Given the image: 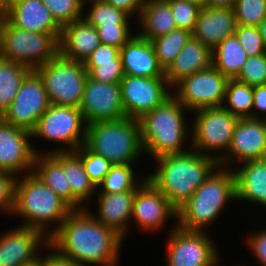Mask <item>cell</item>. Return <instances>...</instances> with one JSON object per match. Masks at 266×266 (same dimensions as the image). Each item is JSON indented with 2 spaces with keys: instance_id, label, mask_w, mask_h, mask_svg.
<instances>
[{
  "instance_id": "obj_42",
  "label": "cell",
  "mask_w": 266,
  "mask_h": 266,
  "mask_svg": "<svg viewBox=\"0 0 266 266\" xmlns=\"http://www.w3.org/2000/svg\"><path fill=\"white\" fill-rule=\"evenodd\" d=\"M132 25H115V26H98L96 30L98 32L99 40L101 44L111 45L117 48H121L126 42H128L135 34L137 30L132 29ZM135 32H132V31Z\"/></svg>"
},
{
  "instance_id": "obj_19",
  "label": "cell",
  "mask_w": 266,
  "mask_h": 266,
  "mask_svg": "<svg viewBox=\"0 0 266 266\" xmlns=\"http://www.w3.org/2000/svg\"><path fill=\"white\" fill-rule=\"evenodd\" d=\"M47 244L48 238L41 231L15 225L0 234V266H22L44 252Z\"/></svg>"
},
{
  "instance_id": "obj_38",
  "label": "cell",
  "mask_w": 266,
  "mask_h": 266,
  "mask_svg": "<svg viewBox=\"0 0 266 266\" xmlns=\"http://www.w3.org/2000/svg\"><path fill=\"white\" fill-rule=\"evenodd\" d=\"M233 9L237 24L258 26L266 17V0H236Z\"/></svg>"
},
{
  "instance_id": "obj_33",
  "label": "cell",
  "mask_w": 266,
  "mask_h": 266,
  "mask_svg": "<svg viewBox=\"0 0 266 266\" xmlns=\"http://www.w3.org/2000/svg\"><path fill=\"white\" fill-rule=\"evenodd\" d=\"M253 86L229 79L223 107L238 118H252Z\"/></svg>"
},
{
  "instance_id": "obj_20",
  "label": "cell",
  "mask_w": 266,
  "mask_h": 266,
  "mask_svg": "<svg viewBox=\"0 0 266 266\" xmlns=\"http://www.w3.org/2000/svg\"><path fill=\"white\" fill-rule=\"evenodd\" d=\"M136 191H125L122 193H96L98 209L93 213L87 209L102 224L114 230L124 240L127 237L131 226L133 199ZM97 212V213H96ZM96 213V214H95ZM130 225V227H129Z\"/></svg>"
},
{
  "instance_id": "obj_54",
  "label": "cell",
  "mask_w": 266,
  "mask_h": 266,
  "mask_svg": "<svg viewBox=\"0 0 266 266\" xmlns=\"http://www.w3.org/2000/svg\"><path fill=\"white\" fill-rule=\"evenodd\" d=\"M10 0H0V11H7Z\"/></svg>"
},
{
  "instance_id": "obj_43",
  "label": "cell",
  "mask_w": 266,
  "mask_h": 266,
  "mask_svg": "<svg viewBox=\"0 0 266 266\" xmlns=\"http://www.w3.org/2000/svg\"><path fill=\"white\" fill-rule=\"evenodd\" d=\"M88 76L103 83H120L124 77L122 60H113V63L99 64V66H84Z\"/></svg>"
},
{
  "instance_id": "obj_8",
  "label": "cell",
  "mask_w": 266,
  "mask_h": 266,
  "mask_svg": "<svg viewBox=\"0 0 266 266\" xmlns=\"http://www.w3.org/2000/svg\"><path fill=\"white\" fill-rule=\"evenodd\" d=\"M191 114V148L219 162L228 153L239 118L223 106L202 108Z\"/></svg>"
},
{
  "instance_id": "obj_29",
  "label": "cell",
  "mask_w": 266,
  "mask_h": 266,
  "mask_svg": "<svg viewBox=\"0 0 266 266\" xmlns=\"http://www.w3.org/2000/svg\"><path fill=\"white\" fill-rule=\"evenodd\" d=\"M33 172L71 207V188L62 164L51 153H38Z\"/></svg>"
},
{
  "instance_id": "obj_51",
  "label": "cell",
  "mask_w": 266,
  "mask_h": 266,
  "mask_svg": "<svg viewBox=\"0 0 266 266\" xmlns=\"http://www.w3.org/2000/svg\"><path fill=\"white\" fill-rule=\"evenodd\" d=\"M22 266H44V253L36 257L34 260L23 264Z\"/></svg>"
},
{
  "instance_id": "obj_12",
  "label": "cell",
  "mask_w": 266,
  "mask_h": 266,
  "mask_svg": "<svg viewBox=\"0 0 266 266\" xmlns=\"http://www.w3.org/2000/svg\"><path fill=\"white\" fill-rule=\"evenodd\" d=\"M228 78L213 65L183 78L172 95L191 113L202 108L222 107Z\"/></svg>"
},
{
  "instance_id": "obj_55",
  "label": "cell",
  "mask_w": 266,
  "mask_h": 266,
  "mask_svg": "<svg viewBox=\"0 0 266 266\" xmlns=\"http://www.w3.org/2000/svg\"><path fill=\"white\" fill-rule=\"evenodd\" d=\"M189 2H193L201 7H205V0H187Z\"/></svg>"
},
{
  "instance_id": "obj_17",
  "label": "cell",
  "mask_w": 266,
  "mask_h": 266,
  "mask_svg": "<svg viewBox=\"0 0 266 266\" xmlns=\"http://www.w3.org/2000/svg\"><path fill=\"white\" fill-rule=\"evenodd\" d=\"M79 109L87 124L125 118L120 83H103L88 76Z\"/></svg>"
},
{
  "instance_id": "obj_52",
  "label": "cell",
  "mask_w": 266,
  "mask_h": 266,
  "mask_svg": "<svg viewBox=\"0 0 266 266\" xmlns=\"http://www.w3.org/2000/svg\"><path fill=\"white\" fill-rule=\"evenodd\" d=\"M257 27L259 29L260 35L262 36L263 44L266 48V17L262 19V21Z\"/></svg>"
},
{
  "instance_id": "obj_44",
  "label": "cell",
  "mask_w": 266,
  "mask_h": 266,
  "mask_svg": "<svg viewBox=\"0 0 266 266\" xmlns=\"http://www.w3.org/2000/svg\"><path fill=\"white\" fill-rule=\"evenodd\" d=\"M16 177L0 171V211L11 216L14 210Z\"/></svg>"
},
{
  "instance_id": "obj_53",
  "label": "cell",
  "mask_w": 266,
  "mask_h": 266,
  "mask_svg": "<svg viewBox=\"0 0 266 266\" xmlns=\"http://www.w3.org/2000/svg\"><path fill=\"white\" fill-rule=\"evenodd\" d=\"M7 20V11H0V48L2 45L3 28Z\"/></svg>"
},
{
  "instance_id": "obj_21",
  "label": "cell",
  "mask_w": 266,
  "mask_h": 266,
  "mask_svg": "<svg viewBox=\"0 0 266 266\" xmlns=\"http://www.w3.org/2000/svg\"><path fill=\"white\" fill-rule=\"evenodd\" d=\"M7 20L26 31L61 34L62 27L41 0H10Z\"/></svg>"
},
{
  "instance_id": "obj_39",
  "label": "cell",
  "mask_w": 266,
  "mask_h": 266,
  "mask_svg": "<svg viewBox=\"0 0 266 266\" xmlns=\"http://www.w3.org/2000/svg\"><path fill=\"white\" fill-rule=\"evenodd\" d=\"M170 3L176 27L193 32L201 6L187 0H167Z\"/></svg>"
},
{
  "instance_id": "obj_31",
  "label": "cell",
  "mask_w": 266,
  "mask_h": 266,
  "mask_svg": "<svg viewBox=\"0 0 266 266\" xmlns=\"http://www.w3.org/2000/svg\"><path fill=\"white\" fill-rule=\"evenodd\" d=\"M31 71L26 65L0 56V116L9 108L23 80Z\"/></svg>"
},
{
  "instance_id": "obj_27",
  "label": "cell",
  "mask_w": 266,
  "mask_h": 266,
  "mask_svg": "<svg viewBox=\"0 0 266 266\" xmlns=\"http://www.w3.org/2000/svg\"><path fill=\"white\" fill-rule=\"evenodd\" d=\"M61 164L71 188V208L90 207L97 187L89 179L80 157L74 151L51 153Z\"/></svg>"
},
{
  "instance_id": "obj_14",
  "label": "cell",
  "mask_w": 266,
  "mask_h": 266,
  "mask_svg": "<svg viewBox=\"0 0 266 266\" xmlns=\"http://www.w3.org/2000/svg\"><path fill=\"white\" fill-rule=\"evenodd\" d=\"M169 219L177 223L178 212L168 198L148 178L136 189L130 222L141 232H155L168 225ZM173 219V220H172Z\"/></svg>"
},
{
  "instance_id": "obj_24",
  "label": "cell",
  "mask_w": 266,
  "mask_h": 266,
  "mask_svg": "<svg viewBox=\"0 0 266 266\" xmlns=\"http://www.w3.org/2000/svg\"><path fill=\"white\" fill-rule=\"evenodd\" d=\"M100 44L96 28L82 17L62 27L59 53L67 59L84 62Z\"/></svg>"
},
{
  "instance_id": "obj_28",
  "label": "cell",
  "mask_w": 266,
  "mask_h": 266,
  "mask_svg": "<svg viewBox=\"0 0 266 266\" xmlns=\"http://www.w3.org/2000/svg\"><path fill=\"white\" fill-rule=\"evenodd\" d=\"M140 26L138 35L147 40H153L167 35L176 29L170 3L167 0H144L139 19L135 21Z\"/></svg>"
},
{
  "instance_id": "obj_11",
  "label": "cell",
  "mask_w": 266,
  "mask_h": 266,
  "mask_svg": "<svg viewBox=\"0 0 266 266\" xmlns=\"http://www.w3.org/2000/svg\"><path fill=\"white\" fill-rule=\"evenodd\" d=\"M167 234L166 266H219L220 252L209 233L187 231L171 224ZM208 233V234H207ZM218 249V250H217Z\"/></svg>"
},
{
  "instance_id": "obj_5",
  "label": "cell",
  "mask_w": 266,
  "mask_h": 266,
  "mask_svg": "<svg viewBox=\"0 0 266 266\" xmlns=\"http://www.w3.org/2000/svg\"><path fill=\"white\" fill-rule=\"evenodd\" d=\"M235 200L234 171L219 165L177 210V226L187 231L206 232L205 228L220 217L227 204Z\"/></svg>"
},
{
  "instance_id": "obj_4",
  "label": "cell",
  "mask_w": 266,
  "mask_h": 266,
  "mask_svg": "<svg viewBox=\"0 0 266 266\" xmlns=\"http://www.w3.org/2000/svg\"><path fill=\"white\" fill-rule=\"evenodd\" d=\"M72 210L34 172L16 177L12 216L21 218L19 226L35 228L49 238Z\"/></svg>"
},
{
  "instance_id": "obj_48",
  "label": "cell",
  "mask_w": 266,
  "mask_h": 266,
  "mask_svg": "<svg viewBox=\"0 0 266 266\" xmlns=\"http://www.w3.org/2000/svg\"><path fill=\"white\" fill-rule=\"evenodd\" d=\"M44 266H81L73 259L58 252L49 243L44 247Z\"/></svg>"
},
{
  "instance_id": "obj_16",
  "label": "cell",
  "mask_w": 266,
  "mask_h": 266,
  "mask_svg": "<svg viewBox=\"0 0 266 266\" xmlns=\"http://www.w3.org/2000/svg\"><path fill=\"white\" fill-rule=\"evenodd\" d=\"M31 139V132L9 124L0 116V171L15 177L33 172L40 151Z\"/></svg>"
},
{
  "instance_id": "obj_6",
  "label": "cell",
  "mask_w": 266,
  "mask_h": 266,
  "mask_svg": "<svg viewBox=\"0 0 266 266\" xmlns=\"http://www.w3.org/2000/svg\"><path fill=\"white\" fill-rule=\"evenodd\" d=\"M84 145L113 165H137L144 154L139 120L129 117L87 124Z\"/></svg>"
},
{
  "instance_id": "obj_37",
  "label": "cell",
  "mask_w": 266,
  "mask_h": 266,
  "mask_svg": "<svg viewBox=\"0 0 266 266\" xmlns=\"http://www.w3.org/2000/svg\"><path fill=\"white\" fill-rule=\"evenodd\" d=\"M74 152L80 157L89 179L98 187L113 164L105 157L89 150L85 145L80 146Z\"/></svg>"
},
{
  "instance_id": "obj_32",
  "label": "cell",
  "mask_w": 266,
  "mask_h": 266,
  "mask_svg": "<svg viewBox=\"0 0 266 266\" xmlns=\"http://www.w3.org/2000/svg\"><path fill=\"white\" fill-rule=\"evenodd\" d=\"M135 164L112 165L103 181L98 185L96 193H122L136 191L145 181L147 174L140 175L134 170ZM137 174V175H136ZM143 177V178H142Z\"/></svg>"
},
{
  "instance_id": "obj_47",
  "label": "cell",
  "mask_w": 266,
  "mask_h": 266,
  "mask_svg": "<svg viewBox=\"0 0 266 266\" xmlns=\"http://www.w3.org/2000/svg\"><path fill=\"white\" fill-rule=\"evenodd\" d=\"M252 119L266 120V84L253 86Z\"/></svg>"
},
{
  "instance_id": "obj_15",
  "label": "cell",
  "mask_w": 266,
  "mask_h": 266,
  "mask_svg": "<svg viewBox=\"0 0 266 266\" xmlns=\"http://www.w3.org/2000/svg\"><path fill=\"white\" fill-rule=\"evenodd\" d=\"M120 87L126 117L138 120L172 95L166 78L124 75Z\"/></svg>"
},
{
  "instance_id": "obj_35",
  "label": "cell",
  "mask_w": 266,
  "mask_h": 266,
  "mask_svg": "<svg viewBox=\"0 0 266 266\" xmlns=\"http://www.w3.org/2000/svg\"><path fill=\"white\" fill-rule=\"evenodd\" d=\"M191 37L192 33L188 30L176 28L167 35L151 40L158 63L164 71L174 62Z\"/></svg>"
},
{
  "instance_id": "obj_36",
  "label": "cell",
  "mask_w": 266,
  "mask_h": 266,
  "mask_svg": "<svg viewBox=\"0 0 266 266\" xmlns=\"http://www.w3.org/2000/svg\"><path fill=\"white\" fill-rule=\"evenodd\" d=\"M55 21L63 27L83 17L85 0H41Z\"/></svg>"
},
{
  "instance_id": "obj_13",
  "label": "cell",
  "mask_w": 266,
  "mask_h": 266,
  "mask_svg": "<svg viewBox=\"0 0 266 266\" xmlns=\"http://www.w3.org/2000/svg\"><path fill=\"white\" fill-rule=\"evenodd\" d=\"M50 105L42 78L32 70L1 117L15 127L32 132Z\"/></svg>"
},
{
  "instance_id": "obj_49",
  "label": "cell",
  "mask_w": 266,
  "mask_h": 266,
  "mask_svg": "<svg viewBox=\"0 0 266 266\" xmlns=\"http://www.w3.org/2000/svg\"><path fill=\"white\" fill-rule=\"evenodd\" d=\"M113 7L124 11L131 18L139 19L144 0H105ZM136 15V16H135Z\"/></svg>"
},
{
  "instance_id": "obj_1",
  "label": "cell",
  "mask_w": 266,
  "mask_h": 266,
  "mask_svg": "<svg viewBox=\"0 0 266 266\" xmlns=\"http://www.w3.org/2000/svg\"><path fill=\"white\" fill-rule=\"evenodd\" d=\"M48 243L81 266H119L125 240L83 208L72 210Z\"/></svg>"
},
{
  "instance_id": "obj_46",
  "label": "cell",
  "mask_w": 266,
  "mask_h": 266,
  "mask_svg": "<svg viewBox=\"0 0 266 266\" xmlns=\"http://www.w3.org/2000/svg\"><path fill=\"white\" fill-rule=\"evenodd\" d=\"M121 60L120 49L111 45L100 44L83 62L84 66H99Z\"/></svg>"
},
{
  "instance_id": "obj_9",
  "label": "cell",
  "mask_w": 266,
  "mask_h": 266,
  "mask_svg": "<svg viewBox=\"0 0 266 266\" xmlns=\"http://www.w3.org/2000/svg\"><path fill=\"white\" fill-rule=\"evenodd\" d=\"M35 71L42 78L51 104L79 108L88 72L83 62L58 53Z\"/></svg>"
},
{
  "instance_id": "obj_45",
  "label": "cell",
  "mask_w": 266,
  "mask_h": 266,
  "mask_svg": "<svg viewBox=\"0 0 266 266\" xmlns=\"http://www.w3.org/2000/svg\"><path fill=\"white\" fill-rule=\"evenodd\" d=\"M266 226H263L259 231L254 233L249 231L245 241L249 251L253 254L260 266H266ZM262 229V230H261Z\"/></svg>"
},
{
  "instance_id": "obj_34",
  "label": "cell",
  "mask_w": 266,
  "mask_h": 266,
  "mask_svg": "<svg viewBox=\"0 0 266 266\" xmlns=\"http://www.w3.org/2000/svg\"><path fill=\"white\" fill-rule=\"evenodd\" d=\"M84 8L86 9L83 18L95 28L98 26L130 25L129 22L133 20L124 11L113 7L105 0H85Z\"/></svg>"
},
{
  "instance_id": "obj_22",
  "label": "cell",
  "mask_w": 266,
  "mask_h": 266,
  "mask_svg": "<svg viewBox=\"0 0 266 266\" xmlns=\"http://www.w3.org/2000/svg\"><path fill=\"white\" fill-rule=\"evenodd\" d=\"M124 75L147 78H165L150 40L137 33L120 48Z\"/></svg>"
},
{
  "instance_id": "obj_50",
  "label": "cell",
  "mask_w": 266,
  "mask_h": 266,
  "mask_svg": "<svg viewBox=\"0 0 266 266\" xmlns=\"http://www.w3.org/2000/svg\"><path fill=\"white\" fill-rule=\"evenodd\" d=\"M236 0H205V7L210 8H233Z\"/></svg>"
},
{
  "instance_id": "obj_26",
  "label": "cell",
  "mask_w": 266,
  "mask_h": 266,
  "mask_svg": "<svg viewBox=\"0 0 266 266\" xmlns=\"http://www.w3.org/2000/svg\"><path fill=\"white\" fill-rule=\"evenodd\" d=\"M212 66V50L191 37L165 71L168 85L173 88L183 78Z\"/></svg>"
},
{
  "instance_id": "obj_25",
  "label": "cell",
  "mask_w": 266,
  "mask_h": 266,
  "mask_svg": "<svg viewBox=\"0 0 266 266\" xmlns=\"http://www.w3.org/2000/svg\"><path fill=\"white\" fill-rule=\"evenodd\" d=\"M233 171L236 180V200L260 204L265 209L266 158L240 163Z\"/></svg>"
},
{
  "instance_id": "obj_41",
  "label": "cell",
  "mask_w": 266,
  "mask_h": 266,
  "mask_svg": "<svg viewBox=\"0 0 266 266\" xmlns=\"http://www.w3.org/2000/svg\"><path fill=\"white\" fill-rule=\"evenodd\" d=\"M234 34L239 39L248 57L266 53V48L257 26L237 24Z\"/></svg>"
},
{
  "instance_id": "obj_10",
  "label": "cell",
  "mask_w": 266,
  "mask_h": 266,
  "mask_svg": "<svg viewBox=\"0 0 266 266\" xmlns=\"http://www.w3.org/2000/svg\"><path fill=\"white\" fill-rule=\"evenodd\" d=\"M61 34H43L16 27L6 20L0 56L28 66L32 70L59 53Z\"/></svg>"
},
{
  "instance_id": "obj_3",
  "label": "cell",
  "mask_w": 266,
  "mask_h": 266,
  "mask_svg": "<svg viewBox=\"0 0 266 266\" xmlns=\"http://www.w3.org/2000/svg\"><path fill=\"white\" fill-rule=\"evenodd\" d=\"M188 112L171 95L161 105L145 113L139 119L144 154H148L151 160H154L190 150L191 125L185 119ZM187 142L189 145H186Z\"/></svg>"
},
{
  "instance_id": "obj_40",
  "label": "cell",
  "mask_w": 266,
  "mask_h": 266,
  "mask_svg": "<svg viewBox=\"0 0 266 266\" xmlns=\"http://www.w3.org/2000/svg\"><path fill=\"white\" fill-rule=\"evenodd\" d=\"M235 79L249 86L266 84V53L248 57Z\"/></svg>"
},
{
  "instance_id": "obj_30",
  "label": "cell",
  "mask_w": 266,
  "mask_h": 266,
  "mask_svg": "<svg viewBox=\"0 0 266 266\" xmlns=\"http://www.w3.org/2000/svg\"><path fill=\"white\" fill-rule=\"evenodd\" d=\"M248 56L239 39L233 34L212 50V65L228 79H235Z\"/></svg>"
},
{
  "instance_id": "obj_23",
  "label": "cell",
  "mask_w": 266,
  "mask_h": 266,
  "mask_svg": "<svg viewBox=\"0 0 266 266\" xmlns=\"http://www.w3.org/2000/svg\"><path fill=\"white\" fill-rule=\"evenodd\" d=\"M233 8L202 7L199 11L192 37L213 50L236 30Z\"/></svg>"
},
{
  "instance_id": "obj_2",
  "label": "cell",
  "mask_w": 266,
  "mask_h": 266,
  "mask_svg": "<svg viewBox=\"0 0 266 266\" xmlns=\"http://www.w3.org/2000/svg\"><path fill=\"white\" fill-rule=\"evenodd\" d=\"M155 170L147 178L178 210L219 166V162L194 149L154 159Z\"/></svg>"
},
{
  "instance_id": "obj_7",
  "label": "cell",
  "mask_w": 266,
  "mask_h": 266,
  "mask_svg": "<svg viewBox=\"0 0 266 266\" xmlns=\"http://www.w3.org/2000/svg\"><path fill=\"white\" fill-rule=\"evenodd\" d=\"M86 131L87 123L79 108L51 104L38 120L31 135L32 140L39 138L57 143L52 149L40 150V153H55L75 151L84 145Z\"/></svg>"
},
{
  "instance_id": "obj_18",
  "label": "cell",
  "mask_w": 266,
  "mask_h": 266,
  "mask_svg": "<svg viewBox=\"0 0 266 266\" xmlns=\"http://www.w3.org/2000/svg\"><path fill=\"white\" fill-rule=\"evenodd\" d=\"M266 158V120L239 118L228 153L219 165L233 169L237 164Z\"/></svg>"
}]
</instances>
